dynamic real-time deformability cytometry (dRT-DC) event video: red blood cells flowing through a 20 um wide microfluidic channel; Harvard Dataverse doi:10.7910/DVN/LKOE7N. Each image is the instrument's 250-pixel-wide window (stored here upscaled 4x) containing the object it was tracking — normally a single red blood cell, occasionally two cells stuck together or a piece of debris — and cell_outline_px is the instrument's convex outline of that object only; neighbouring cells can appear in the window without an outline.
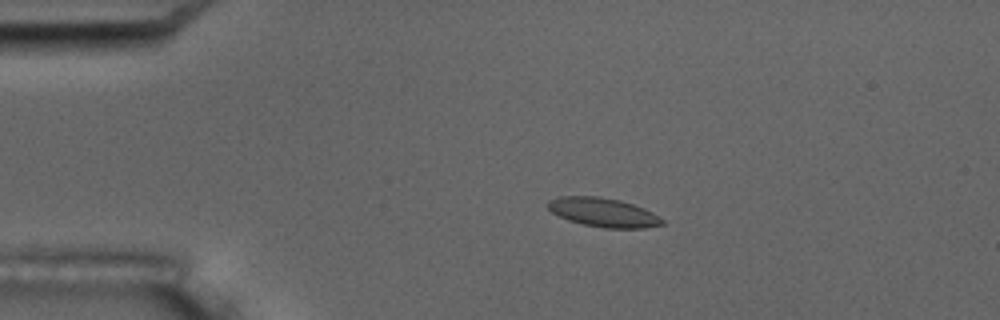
{"species": "common noctule bat (a hibernating species)", "species_latin": "Nyctalus noctula", "temperature_condition": "room temperature", "stored_images_in_passage": 10, "camera_frame_rate_fps": 3000, "um_per_image_px": 0.085, "animal": {"sex": "male", "body_mass_g": 17.5, "forearm_length_mm": 52.3}, "frame": {"image": 1, "passage_image": 4, "time_ms": 3.667, "image_size_px": [1000, 320], "cell_outline_px": [[664, 224], [644, 228], [604, 228], [584, 224], [568, 220], [552, 212], [548, 208], [548, 200], [560, 196], [600, 196], [620, 200], [644, 208], [652, 212], [664, 220]], "centroid_in_image_um": [51.28, 18.05], "position_along_channel_um": 33.7, "area_um2": 19.25}}
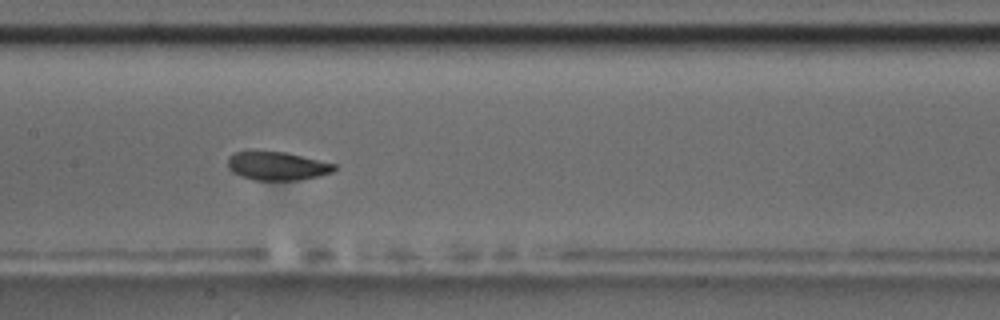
{"frame": {"image": 2, "passage_image": 9, "time_ms": 9.333, "image_size_px": [1000, 320], "cell_outline_px": [[336, 168], [332, 172], [320, 176], [296, 180], [252, 180], [240, 176], [232, 172], [228, 168], [228, 156], [236, 152], [248, 148], [256, 148], [288, 152], [336, 164]], "centroid_in_image_um": [23.49, 14.05], "position_along_channel_um": 183.9, "area_um2": 18.55}}